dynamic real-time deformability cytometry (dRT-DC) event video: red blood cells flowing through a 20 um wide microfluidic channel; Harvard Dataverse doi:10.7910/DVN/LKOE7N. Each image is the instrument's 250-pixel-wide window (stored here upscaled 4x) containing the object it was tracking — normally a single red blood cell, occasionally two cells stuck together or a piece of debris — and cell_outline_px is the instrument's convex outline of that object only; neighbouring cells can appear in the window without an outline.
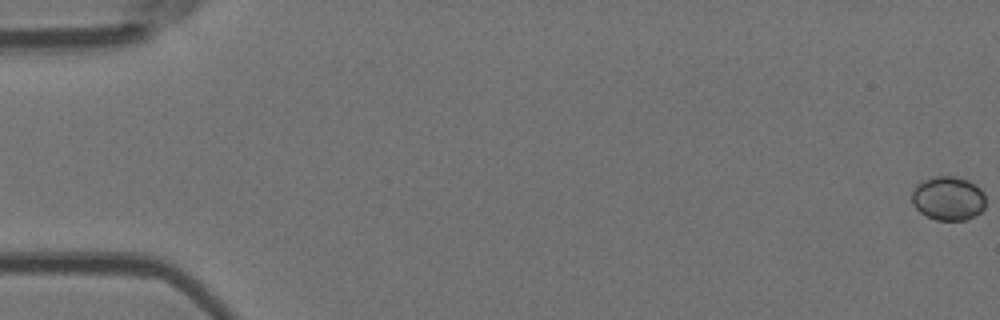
{"species": "Egyptian fruit bat (a non-hibernating species)", "species_latin": "Rousettus aegyptiacus", "temperature_condition": "room temperature", "stored_images_in_passage": 6, "camera_frame_rate_fps": 3000, "um_per_image_px": 0.085, "animal": {"sex": "female"}, "frame": {"image": 1, "passage_image": 1, "time_ms": 0.0, "image_size_px": [1000, 320], "cell_outline_px": [[984, 208], [976, 216], [964, 220], [936, 220], [920, 212], [912, 204], [912, 192], [916, 184], [932, 176], [956, 176], [968, 180], [976, 184], [984, 192]], "centroid_in_image_um": [80.6, 16.85], "position_along_channel_um": 4.4, "area_um2": 19.07}}